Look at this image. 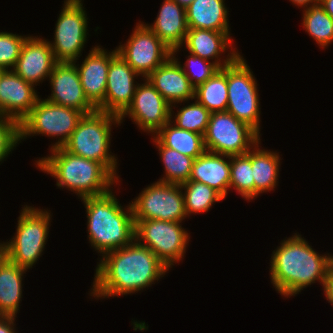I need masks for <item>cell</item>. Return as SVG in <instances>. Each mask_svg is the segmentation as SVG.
Instances as JSON below:
<instances>
[{
    "label": "cell",
    "mask_w": 333,
    "mask_h": 333,
    "mask_svg": "<svg viewBox=\"0 0 333 333\" xmlns=\"http://www.w3.org/2000/svg\"><path fill=\"white\" fill-rule=\"evenodd\" d=\"M189 54L186 63H184V66L181 65V67L191 84L196 88L208 80L220 68L214 62H209V60L192 53Z\"/></svg>",
    "instance_id": "34"
},
{
    "label": "cell",
    "mask_w": 333,
    "mask_h": 333,
    "mask_svg": "<svg viewBox=\"0 0 333 333\" xmlns=\"http://www.w3.org/2000/svg\"><path fill=\"white\" fill-rule=\"evenodd\" d=\"M20 142L19 123L0 115V162H3Z\"/></svg>",
    "instance_id": "36"
},
{
    "label": "cell",
    "mask_w": 333,
    "mask_h": 333,
    "mask_svg": "<svg viewBox=\"0 0 333 333\" xmlns=\"http://www.w3.org/2000/svg\"><path fill=\"white\" fill-rule=\"evenodd\" d=\"M138 76L140 75L117 54L116 49L113 50L107 75L105 98L96 109L120 116L132 102L137 88L135 78Z\"/></svg>",
    "instance_id": "15"
},
{
    "label": "cell",
    "mask_w": 333,
    "mask_h": 333,
    "mask_svg": "<svg viewBox=\"0 0 333 333\" xmlns=\"http://www.w3.org/2000/svg\"><path fill=\"white\" fill-rule=\"evenodd\" d=\"M49 80L52 92L45 100L80 110L83 114L96 110L85 97L76 62H57Z\"/></svg>",
    "instance_id": "16"
},
{
    "label": "cell",
    "mask_w": 333,
    "mask_h": 333,
    "mask_svg": "<svg viewBox=\"0 0 333 333\" xmlns=\"http://www.w3.org/2000/svg\"><path fill=\"white\" fill-rule=\"evenodd\" d=\"M147 27L171 50L172 55L184 46L188 31L186 9L174 0H164L153 25Z\"/></svg>",
    "instance_id": "22"
},
{
    "label": "cell",
    "mask_w": 333,
    "mask_h": 333,
    "mask_svg": "<svg viewBox=\"0 0 333 333\" xmlns=\"http://www.w3.org/2000/svg\"><path fill=\"white\" fill-rule=\"evenodd\" d=\"M322 288L324 289L327 301L333 306V264L327 272Z\"/></svg>",
    "instance_id": "37"
},
{
    "label": "cell",
    "mask_w": 333,
    "mask_h": 333,
    "mask_svg": "<svg viewBox=\"0 0 333 333\" xmlns=\"http://www.w3.org/2000/svg\"><path fill=\"white\" fill-rule=\"evenodd\" d=\"M225 0H194L186 8L188 28L230 32Z\"/></svg>",
    "instance_id": "25"
},
{
    "label": "cell",
    "mask_w": 333,
    "mask_h": 333,
    "mask_svg": "<svg viewBox=\"0 0 333 333\" xmlns=\"http://www.w3.org/2000/svg\"><path fill=\"white\" fill-rule=\"evenodd\" d=\"M184 196L186 215L208 212L215 202L224 198L213 188L193 180L180 184Z\"/></svg>",
    "instance_id": "32"
},
{
    "label": "cell",
    "mask_w": 333,
    "mask_h": 333,
    "mask_svg": "<svg viewBox=\"0 0 333 333\" xmlns=\"http://www.w3.org/2000/svg\"><path fill=\"white\" fill-rule=\"evenodd\" d=\"M189 180L208 185L225 199L230 184V156L205 151L194 159Z\"/></svg>",
    "instance_id": "23"
},
{
    "label": "cell",
    "mask_w": 333,
    "mask_h": 333,
    "mask_svg": "<svg viewBox=\"0 0 333 333\" xmlns=\"http://www.w3.org/2000/svg\"><path fill=\"white\" fill-rule=\"evenodd\" d=\"M153 142L157 145L165 169L164 177L158 181L173 184L189 181L194 158L163 146L154 136Z\"/></svg>",
    "instance_id": "29"
},
{
    "label": "cell",
    "mask_w": 333,
    "mask_h": 333,
    "mask_svg": "<svg viewBox=\"0 0 333 333\" xmlns=\"http://www.w3.org/2000/svg\"><path fill=\"white\" fill-rule=\"evenodd\" d=\"M144 83H137V88L131 104L119 116L129 117L139 129L155 135L168 121L171 120V105L145 78Z\"/></svg>",
    "instance_id": "14"
},
{
    "label": "cell",
    "mask_w": 333,
    "mask_h": 333,
    "mask_svg": "<svg viewBox=\"0 0 333 333\" xmlns=\"http://www.w3.org/2000/svg\"><path fill=\"white\" fill-rule=\"evenodd\" d=\"M302 25L320 47L326 48L332 44L333 19L319 3L304 9Z\"/></svg>",
    "instance_id": "30"
},
{
    "label": "cell",
    "mask_w": 333,
    "mask_h": 333,
    "mask_svg": "<svg viewBox=\"0 0 333 333\" xmlns=\"http://www.w3.org/2000/svg\"><path fill=\"white\" fill-rule=\"evenodd\" d=\"M260 143L261 142L258 141L253 148H251V166L256 198L261 193H266L276 188L281 163L279 152L260 149Z\"/></svg>",
    "instance_id": "26"
},
{
    "label": "cell",
    "mask_w": 333,
    "mask_h": 333,
    "mask_svg": "<svg viewBox=\"0 0 333 333\" xmlns=\"http://www.w3.org/2000/svg\"><path fill=\"white\" fill-rule=\"evenodd\" d=\"M134 222L158 219L182 222L187 218L180 184L157 181L147 186L130 203Z\"/></svg>",
    "instance_id": "11"
},
{
    "label": "cell",
    "mask_w": 333,
    "mask_h": 333,
    "mask_svg": "<svg viewBox=\"0 0 333 333\" xmlns=\"http://www.w3.org/2000/svg\"><path fill=\"white\" fill-rule=\"evenodd\" d=\"M236 190L244 199H255V183L251 166V149L243 155L230 156L229 189Z\"/></svg>",
    "instance_id": "31"
},
{
    "label": "cell",
    "mask_w": 333,
    "mask_h": 333,
    "mask_svg": "<svg viewBox=\"0 0 333 333\" xmlns=\"http://www.w3.org/2000/svg\"><path fill=\"white\" fill-rule=\"evenodd\" d=\"M154 137L165 147L194 159L205 151L204 135L178 128L168 121Z\"/></svg>",
    "instance_id": "27"
},
{
    "label": "cell",
    "mask_w": 333,
    "mask_h": 333,
    "mask_svg": "<svg viewBox=\"0 0 333 333\" xmlns=\"http://www.w3.org/2000/svg\"><path fill=\"white\" fill-rule=\"evenodd\" d=\"M211 112L201 105L197 100L190 103L172 115L171 122L180 129L195 132L201 135L206 133ZM174 116V117H172Z\"/></svg>",
    "instance_id": "33"
},
{
    "label": "cell",
    "mask_w": 333,
    "mask_h": 333,
    "mask_svg": "<svg viewBox=\"0 0 333 333\" xmlns=\"http://www.w3.org/2000/svg\"><path fill=\"white\" fill-rule=\"evenodd\" d=\"M319 4L325 12L333 19V0H319Z\"/></svg>",
    "instance_id": "40"
},
{
    "label": "cell",
    "mask_w": 333,
    "mask_h": 333,
    "mask_svg": "<svg viewBox=\"0 0 333 333\" xmlns=\"http://www.w3.org/2000/svg\"><path fill=\"white\" fill-rule=\"evenodd\" d=\"M180 63L175 55H171L146 78L171 105L172 114L175 104L186 103L195 98V87L184 73Z\"/></svg>",
    "instance_id": "19"
},
{
    "label": "cell",
    "mask_w": 333,
    "mask_h": 333,
    "mask_svg": "<svg viewBox=\"0 0 333 333\" xmlns=\"http://www.w3.org/2000/svg\"><path fill=\"white\" fill-rule=\"evenodd\" d=\"M16 316L0 315V333H17L15 331Z\"/></svg>",
    "instance_id": "38"
},
{
    "label": "cell",
    "mask_w": 333,
    "mask_h": 333,
    "mask_svg": "<svg viewBox=\"0 0 333 333\" xmlns=\"http://www.w3.org/2000/svg\"><path fill=\"white\" fill-rule=\"evenodd\" d=\"M26 38L9 32H0V67L3 70L14 68Z\"/></svg>",
    "instance_id": "35"
},
{
    "label": "cell",
    "mask_w": 333,
    "mask_h": 333,
    "mask_svg": "<svg viewBox=\"0 0 333 333\" xmlns=\"http://www.w3.org/2000/svg\"><path fill=\"white\" fill-rule=\"evenodd\" d=\"M227 110L260 134V100L256 78L241 54L227 65Z\"/></svg>",
    "instance_id": "8"
},
{
    "label": "cell",
    "mask_w": 333,
    "mask_h": 333,
    "mask_svg": "<svg viewBox=\"0 0 333 333\" xmlns=\"http://www.w3.org/2000/svg\"><path fill=\"white\" fill-rule=\"evenodd\" d=\"M181 223L158 219L138 220L135 223V240L148 247L168 268H172L174 263L183 259L190 239Z\"/></svg>",
    "instance_id": "9"
},
{
    "label": "cell",
    "mask_w": 333,
    "mask_h": 333,
    "mask_svg": "<svg viewBox=\"0 0 333 333\" xmlns=\"http://www.w3.org/2000/svg\"><path fill=\"white\" fill-rule=\"evenodd\" d=\"M230 32H218L206 29L189 28L184 41L186 50L203 59L214 62L219 68L231 64L240 53L234 49ZM230 47V48H229ZM233 47V48H232ZM230 49L227 58L221 60L222 53ZM232 48V49H231ZM213 59H215L213 61Z\"/></svg>",
    "instance_id": "20"
},
{
    "label": "cell",
    "mask_w": 333,
    "mask_h": 333,
    "mask_svg": "<svg viewBox=\"0 0 333 333\" xmlns=\"http://www.w3.org/2000/svg\"><path fill=\"white\" fill-rule=\"evenodd\" d=\"M136 25L127 42L116 47V51L138 75L147 78L172 55V50L146 23L140 21Z\"/></svg>",
    "instance_id": "13"
},
{
    "label": "cell",
    "mask_w": 333,
    "mask_h": 333,
    "mask_svg": "<svg viewBox=\"0 0 333 333\" xmlns=\"http://www.w3.org/2000/svg\"><path fill=\"white\" fill-rule=\"evenodd\" d=\"M55 25L54 41H48L57 62H77L87 41L88 18L82 0H65Z\"/></svg>",
    "instance_id": "12"
},
{
    "label": "cell",
    "mask_w": 333,
    "mask_h": 333,
    "mask_svg": "<svg viewBox=\"0 0 333 333\" xmlns=\"http://www.w3.org/2000/svg\"><path fill=\"white\" fill-rule=\"evenodd\" d=\"M290 1L293 3V5L295 4V6L297 5L298 7L300 6L304 9L319 3V0H290Z\"/></svg>",
    "instance_id": "39"
},
{
    "label": "cell",
    "mask_w": 333,
    "mask_h": 333,
    "mask_svg": "<svg viewBox=\"0 0 333 333\" xmlns=\"http://www.w3.org/2000/svg\"><path fill=\"white\" fill-rule=\"evenodd\" d=\"M211 113L224 112L228 105L227 66L195 88V98Z\"/></svg>",
    "instance_id": "28"
},
{
    "label": "cell",
    "mask_w": 333,
    "mask_h": 333,
    "mask_svg": "<svg viewBox=\"0 0 333 333\" xmlns=\"http://www.w3.org/2000/svg\"><path fill=\"white\" fill-rule=\"evenodd\" d=\"M112 191L81 199L87 213L89 243L101 256L135 240L132 207L129 203L123 208Z\"/></svg>",
    "instance_id": "3"
},
{
    "label": "cell",
    "mask_w": 333,
    "mask_h": 333,
    "mask_svg": "<svg viewBox=\"0 0 333 333\" xmlns=\"http://www.w3.org/2000/svg\"><path fill=\"white\" fill-rule=\"evenodd\" d=\"M56 63L53 51L46 39L27 36L12 70L24 81L37 86L38 83L49 78Z\"/></svg>",
    "instance_id": "17"
},
{
    "label": "cell",
    "mask_w": 333,
    "mask_h": 333,
    "mask_svg": "<svg viewBox=\"0 0 333 333\" xmlns=\"http://www.w3.org/2000/svg\"><path fill=\"white\" fill-rule=\"evenodd\" d=\"M50 151L51 155L36 160V167L53 176L58 187L76 193L80 199L106 194L113 184L119 183L100 162L72 154L63 147Z\"/></svg>",
    "instance_id": "4"
},
{
    "label": "cell",
    "mask_w": 333,
    "mask_h": 333,
    "mask_svg": "<svg viewBox=\"0 0 333 333\" xmlns=\"http://www.w3.org/2000/svg\"><path fill=\"white\" fill-rule=\"evenodd\" d=\"M121 125L119 116L100 110L84 114L68 141L66 151L102 163L117 179V157L110 154L111 127Z\"/></svg>",
    "instance_id": "5"
},
{
    "label": "cell",
    "mask_w": 333,
    "mask_h": 333,
    "mask_svg": "<svg viewBox=\"0 0 333 333\" xmlns=\"http://www.w3.org/2000/svg\"><path fill=\"white\" fill-rule=\"evenodd\" d=\"M26 272L0 252V315L17 317Z\"/></svg>",
    "instance_id": "24"
},
{
    "label": "cell",
    "mask_w": 333,
    "mask_h": 333,
    "mask_svg": "<svg viewBox=\"0 0 333 333\" xmlns=\"http://www.w3.org/2000/svg\"><path fill=\"white\" fill-rule=\"evenodd\" d=\"M320 255L300 234L281 241L270 261V279L276 291L291 297L316 281L323 286L333 255Z\"/></svg>",
    "instance_id": "2"
},
{
    "label": "cell",
    "mask_w": 333,
    "mask_h": 333,
    "mask_svg": "<svg viewBox=\"0 0 333 333\" xmlns=\"http://www.w3.org/2000/svg\"><path fill=\"white\" fill-rule=\"evenodd\" d=\"M258 141H261L260 135L228 111L211 113L204 134L206 151L229 156L243 155Z\"/></svg>",
    "instance_id": "10"
},
{
    "label": "cell",
    "mask_w": 333,
    "mask_h": 333,
    "mask_svg": "<svg viewBox=\"0 0 333 333\" xmlns=\"http://www.w3.org/2000/svg\"><path fill=\"white\" fill-rule=\"evenodd\" d=\"M110 62L111 51L108 53L100 46H95L89 51V54L83 60L81 66L79 64L77 65L85 97L95 108H97L105 98Z\"/></svg>",
    "instance_id": "21"
},
{
    "label": "cell",
    "mask_w": 333,
    "mask_h": 333,
    "mask_svg": "<svg viewBox=\"0 0 333 333\" xmlns=\"http://www.w3.org/2000/svg\"><path fill=\"white\" fill-rule=\"evenodd\" d=\"M84 114L77 109L61 106L39 98L29 114L20 122V142L28 136L46 135L58 138L51 149L63 147ZM59 136V137H58Z\"/></svg>",
    "instance_id": "7"
},
{
    "label": "cell",
    "mask_w": 333,
    "mask_h": 333,
    "mask_svg": "<svg viewBox=\"0 0 333 333\" xmlns=\"http://www.w3.org/2000/svg\"><path fill=\"white\" fill-rule=\"evenodd\" d=\"M177 2L181 7L187 8L194 0H174Z\"/></svg>",
    "instance_id": "41"
},
{
    "label": "cell",
    "mask_w": 333,
    "mask_h": 333,
    "mask_svg": "<svg viewBox=\"0 0 333 333\" xmlns=\"http://www.w3.org/2000/svg\"><path fill=\"white\" fill-rule=\"evenodd\" d=\"M167 271L169 268L148 247L134 240L102 255L90 296L103 299L137 293L164 277Z\"/></svg>",
    "instance_id": "1"
},
{
    "label": "cell",
    "mask_w": 333,
    "mask_h": 333,
    "mask_svg": "<svg viewBox=\"0 0 333 333\" xmlns=\"http://www.w3.org/2000/svg\"><path fill=\"white\" fill-rule=\"evenodd\" d=\"M34 87L13 70H3L0 74V115L20 124L39 99Z\"/></svg>",
    "instance_id": "18"
},
{
    "label": "cell",
    "mask_w": 333,
    "mask_h": 333,
    "mask_svg": "<svg viewBox=\"0 0 333 333\" xmlns=\"http://www.w3.org/2000/svg\"><path fill=\"white\" fill-rule=\"evenodd\" d=\"M51 212L24 205L18 217L15 236L0 243V252L21 268L30 269L36 264L45 248Z\"/></svg>",
    "instance_id": "6"
}]
</instances>
